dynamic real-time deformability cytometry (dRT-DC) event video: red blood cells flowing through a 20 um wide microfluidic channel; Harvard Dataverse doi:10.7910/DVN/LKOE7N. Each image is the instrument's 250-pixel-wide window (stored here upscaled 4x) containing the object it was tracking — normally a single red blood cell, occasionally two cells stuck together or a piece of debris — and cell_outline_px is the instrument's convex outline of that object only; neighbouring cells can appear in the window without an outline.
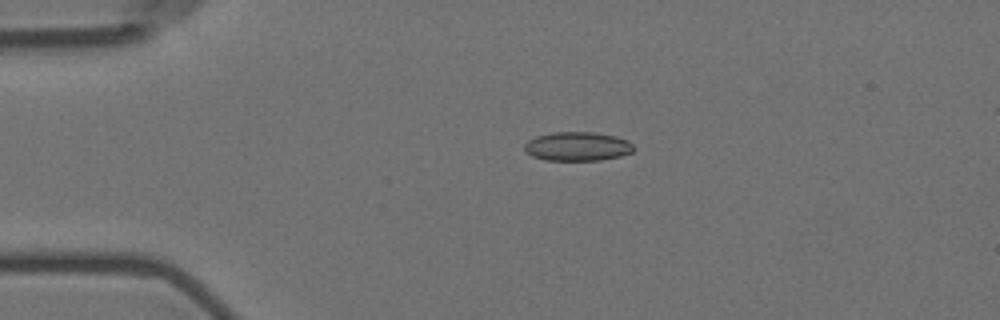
{"species": "Egyptian fruit bat (a non-hibernating species)", "species_latin": "Rousettus aegyptiacus", "temperature_condition": "room temperature", "stored_images_in_passage": 5, "camera_frame_rate_fps": 3000, "um_per_image_px": 0.085, "animal": {"sex": "female"}, "frame": {"image": 1, "passage_image": 4, "time_ms": 3.667, "image_size_px": [1000, 320], "cell_outline_px": [[636, 148], [632, 152], [620, 156], [600, 160], [544, 160], [532, 156], [524, 148], [524, 144], [528, 140], [536, 136], [552, 132], [596, 132], [616, 136], [628, 140]], "centroid_in_image_um": [49.1, 12.43], "position_along_channel_um": 35.9, "area_um2": 18.55}}